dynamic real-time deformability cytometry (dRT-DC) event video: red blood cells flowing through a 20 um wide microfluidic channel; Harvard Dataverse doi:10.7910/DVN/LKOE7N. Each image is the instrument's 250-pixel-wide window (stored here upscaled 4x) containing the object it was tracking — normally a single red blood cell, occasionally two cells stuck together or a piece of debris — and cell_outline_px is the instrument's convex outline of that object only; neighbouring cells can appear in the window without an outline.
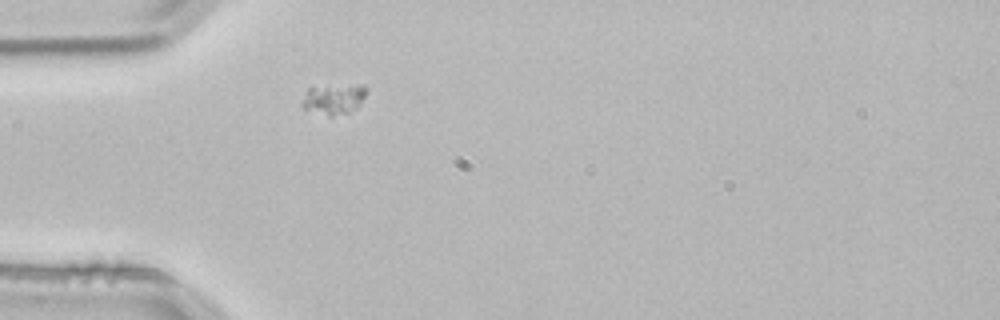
{"species": "common noctule bat (a hibernating species)", "species_latin": "Nyctalus noctula", "temperature_condition": "room temperature", "stored_images_in_passage": 1, "camera_frame_rate_fps": 3000, "um_per_image_px": 0.085, "animal": {"sex": "male", "body_mass_g": 21.5, "forearm_length_mm": 52.0}, "frame": {"image": 1, "passage_image": 1, "time_ms": 0.0, "image_size_px": [1000, 320], "cell_outline_px": [[368, 88], [360, 104], [356, 108], [348, 112], [332, 116], [328, 116], [304, 108], [304, 96], [308, 88], [360, 84], [364, 84]], "centroid_in_image_um": [28.43, 8.41], "position_along_channel_um": 56.6, "area_um2": 11.04}}